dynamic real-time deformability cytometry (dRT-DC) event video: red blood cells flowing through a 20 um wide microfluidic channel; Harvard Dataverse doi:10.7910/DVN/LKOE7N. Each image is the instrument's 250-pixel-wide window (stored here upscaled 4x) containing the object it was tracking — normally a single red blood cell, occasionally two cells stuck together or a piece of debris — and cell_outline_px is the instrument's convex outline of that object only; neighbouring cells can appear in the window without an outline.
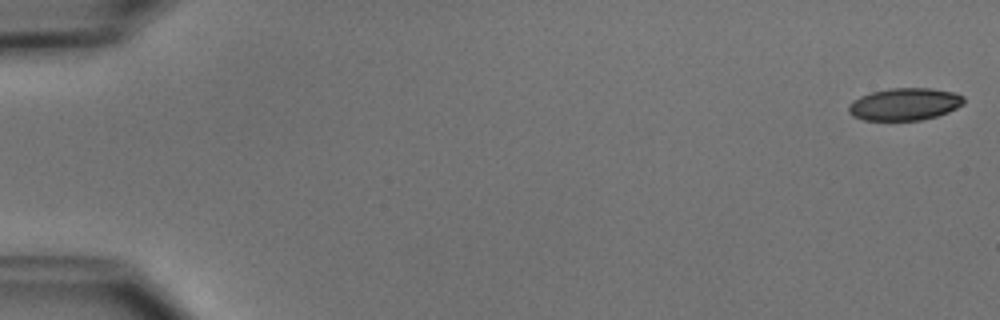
{"species": "common noctule bat (a hibernating species)", "species_latin": "Nyctalus noctula", "temperature_condition": "cold", "stored_images_in_passage": 52, "camera_frame_rate_fps": 3000, "um_per_image_px": 0.085, "animal": {"sex": "male", "body_mass_g": 15.6}, "frame": {"image": 1, "passage_image": 1, "time_ms": 0.0, "image_size_px": [1000, 320], "cell_outline_px": [[964, 104], [948, 112], [936, 116], [920, 120], [864, 120], [852, 116], [848, 112], [848, 104], [852, 100], [860, 96], [872, 92], [888, 88], [932, 88], [956, 92], [964, 96]], "centroid_in_image_um": [76.89, 8.84], "position_along_channel_um": 8.1, "area_um2": 21.91}}
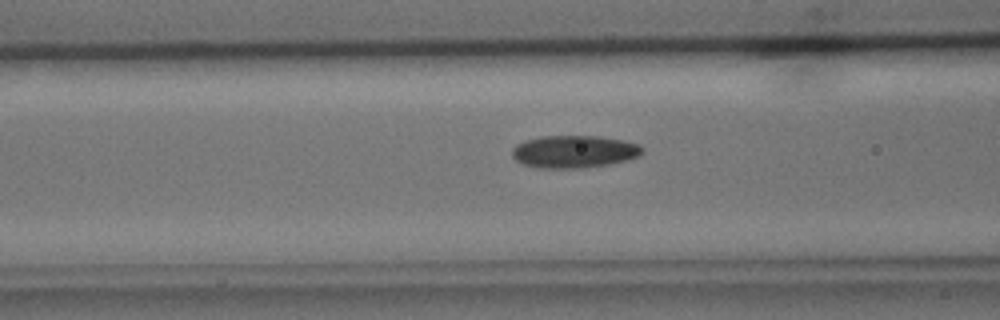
{"frame": {"image": 2, "passage_image": 21, "time_ms": 6.667, "image_size_px": [1000, 320], "cell_outline_px": [[644, 152], [640, 156], [608, 164], [580, 168], [536, 168], [524, 164], [516, 160], [512, 156], [512, 148], [516, 144], [524, 140], [544, 136], [600, 136], [624, 140], [640, 144], [644, 148]], "centroid_in_image_um": [48.81, 12.88], "position_along_channel_um": 117.8, "area_um2": 24.8}}
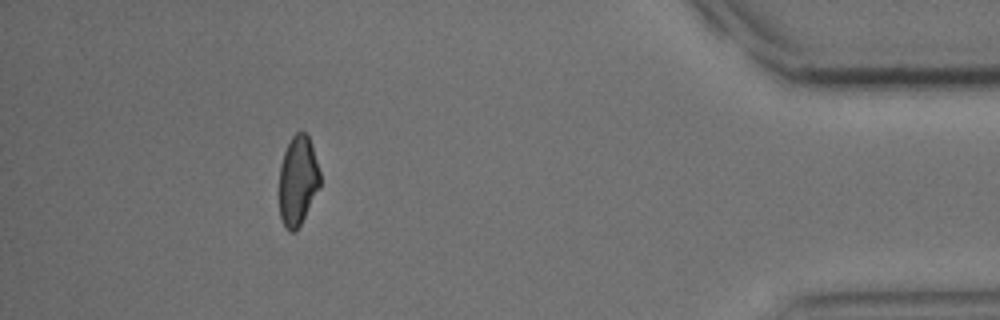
{"frame": {"image": 3, "passage_image": 47, "time_ms": 15.333, "image_size_px": [1000, 320], "cell_outline_px": [[320, 184], [296, 232], [288, 232], [284, 228], [280, 216], [280, 164], [284, 152], [292, 136], [296, 132], [304, 132], [308, 136], [320, 172]], "centroid_in_image_um": [25.29, 15.37], "position_along_channel_um": 409.9, "area_um2": 20.92}, "authors_computed_cell_mechanics": {"area_um2": 23.0333, "velocity_mm_per_s": 3.9274, "shape_relaxation_time_tau1_ms": 4.3235, "shape_relaxation_time_tau2_ms": 5.0047, "deformation_change_tau1": 0.1295, "deformation_change_tau2": 0.1131}}